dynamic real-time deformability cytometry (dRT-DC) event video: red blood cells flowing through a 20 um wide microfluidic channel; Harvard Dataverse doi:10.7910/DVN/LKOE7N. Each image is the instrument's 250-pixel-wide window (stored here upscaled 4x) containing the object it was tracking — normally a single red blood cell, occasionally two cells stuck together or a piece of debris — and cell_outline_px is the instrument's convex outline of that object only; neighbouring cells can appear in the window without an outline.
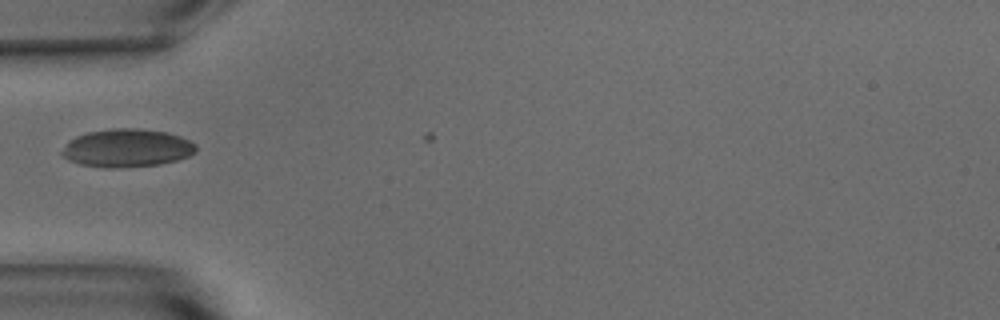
{"species": "common noctule bat (a hibernating species)", "species_latin": "Nyctalus noctula", "temperature_condition": "warm", "stored_images_in_passage": 4, "camera_frame_rate_fps": 3000, "um_per_image_px": 0.085, "animal": {"sex": "male", "body_mass_g": 15.6}, "frame": {"image": 1, "passage_image": 3, "time_ms": 0.667, "image_size_px": [1000, 320], "cell_outline_px": [[196, 152], [188, 156], [176, 160], [160, 164], [116, 168], [104, 168], [80, 164], [68, 160], [60, 152], [68, 140], [76, 136], [88, 132], [112, 128], [136, 128], [168, 132], [180, 136], [196, 144]], "centroid_in_image_um": [10.77, 12.58], "position_along_channel_um": 74.2, "area_um2": 29.88}}